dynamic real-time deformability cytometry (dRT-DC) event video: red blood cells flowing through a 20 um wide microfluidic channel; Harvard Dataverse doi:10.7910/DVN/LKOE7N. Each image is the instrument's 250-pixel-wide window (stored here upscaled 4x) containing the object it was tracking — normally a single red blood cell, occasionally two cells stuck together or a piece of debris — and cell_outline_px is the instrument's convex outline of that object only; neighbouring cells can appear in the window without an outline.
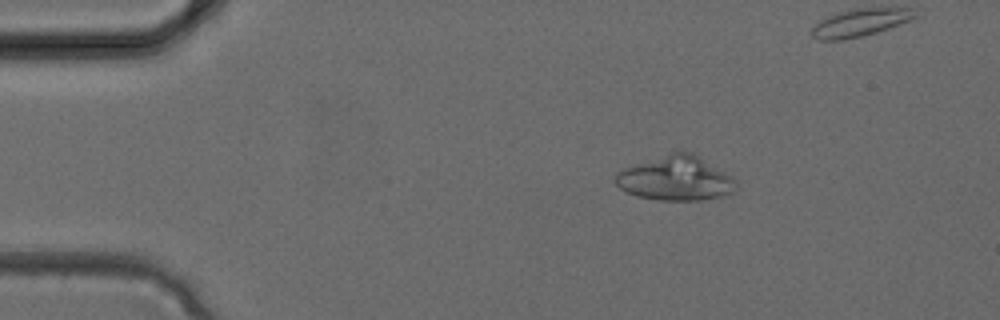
{"species": "common noctule bat (a hibernating species)", "species_latin": "Nyctalus noctula", "temperature_condition": "cold", "stored_images_in_passage": 34, "segment_of_instrument_passage": [1, 2], "camera_frame_rate_fps": 3000, "um_per_image_px": 0.085, "animal": {"sex": "female", "body_mass_g": 24.6, "forearm_length_mm": 56.2}, "frame": {"image": 1, "passage_image": 5, "time_ms": 1.333, "image_size_px": [1000, 320], "cell_outline_px": [[736, 192], [720, 196], [700, 200], [660, 200], [636, 196], [620, 188], [612, 180], [616, 172], [624, 168], [672, 152], [692, 152], [732, 176], [736, 180]], "centroid_in_image_um": [57.43, 15.17], "position_along_channel_um": 27.6, "area_um2": 31.1}}
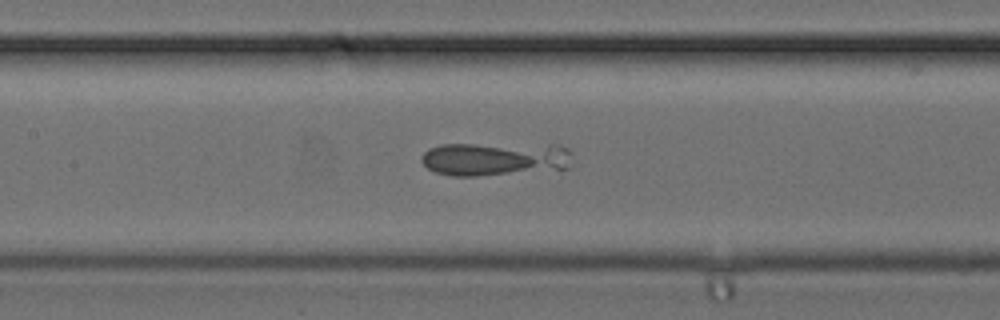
{"frame": {"image": 2, "passage_image": 15, "time_ms": 4.667, "image_size_px": [1000, 320], "cell_outline_px": [[572, 152], [568, 168], [476, 176], [452, 176], [436, 172], [428, 168], [420, 160], [424, 152], [428, 148], [440, 144], [556, 144], [568, 148]], "centroid_in_image_um": [42.06, 13.48], "position_along_channel_um": 165.3, "area_um2": 29.71}}
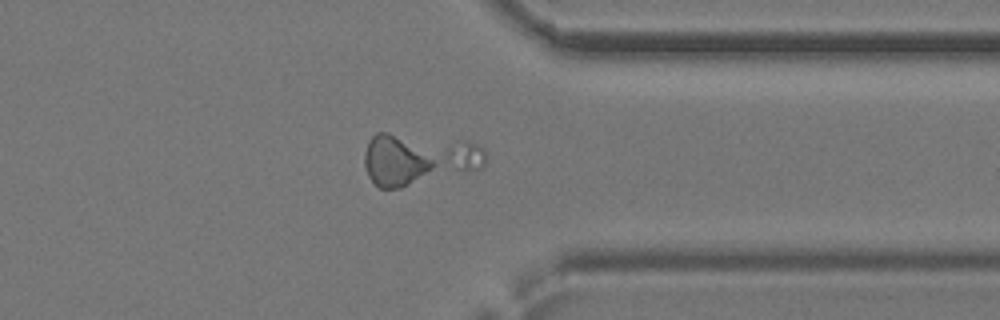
{"frame": {"image": 3, "passage_image": 26, "time_ms": 8.333, "image_size_px": [1000, 320], "cell_outline_px": [[484, 168], [400, 188], [380, 188], [368, 176], [364, 164], [364, 152], [368, 140], [376, 132], [388, 132], [468, 140], [480, 144], [484, 148]], "centroid_in_image_um": [35.56, 13.48], "position_along_channel_um": 375.8, "area_um2": 37.22}}